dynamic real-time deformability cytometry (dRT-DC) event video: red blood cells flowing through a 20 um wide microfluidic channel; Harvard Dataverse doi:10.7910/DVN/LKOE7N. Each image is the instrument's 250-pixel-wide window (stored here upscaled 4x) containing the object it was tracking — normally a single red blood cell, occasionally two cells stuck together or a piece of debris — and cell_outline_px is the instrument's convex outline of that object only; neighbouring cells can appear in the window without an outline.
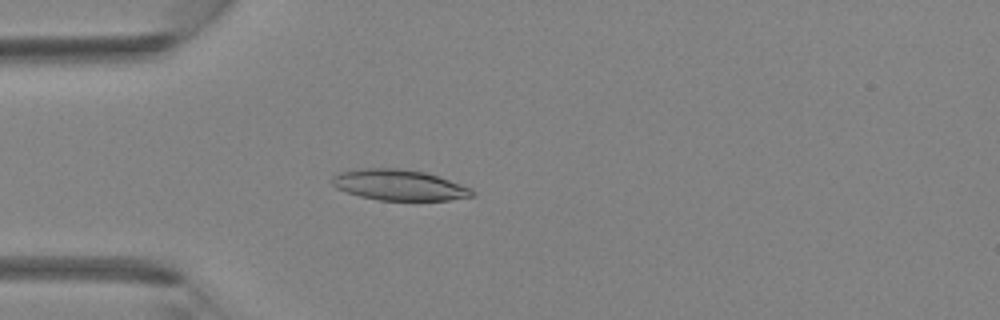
{"species": "Egyptian fruit bat (a non-hibernating species)", "species_latin": "Rousettus aegyptiacus", "temperature_condition": "room temperature", "stored_images_in_passage": 4, "camera_frame_rate_fps": 3000, "um_per_image_px": 0.085, "animal": {"sex": "female"}, "frame": {"image": 1, "passage_image": 4, "time_ms": 1.0, "image_size_px": [1000, 320], "cell_outline_px": [[476, 196], [448, 200], [380, 200], [360, 196], [336, 188], [332, 184], [332, 176], [340, 172], [360, 168], [400, 168], [424, 172], [472, 188], [476, 192]], "centroid_in_image_um": [33.93, 15.72], "position_along_channel_um": 51.1, "area_um2": 25.03}}